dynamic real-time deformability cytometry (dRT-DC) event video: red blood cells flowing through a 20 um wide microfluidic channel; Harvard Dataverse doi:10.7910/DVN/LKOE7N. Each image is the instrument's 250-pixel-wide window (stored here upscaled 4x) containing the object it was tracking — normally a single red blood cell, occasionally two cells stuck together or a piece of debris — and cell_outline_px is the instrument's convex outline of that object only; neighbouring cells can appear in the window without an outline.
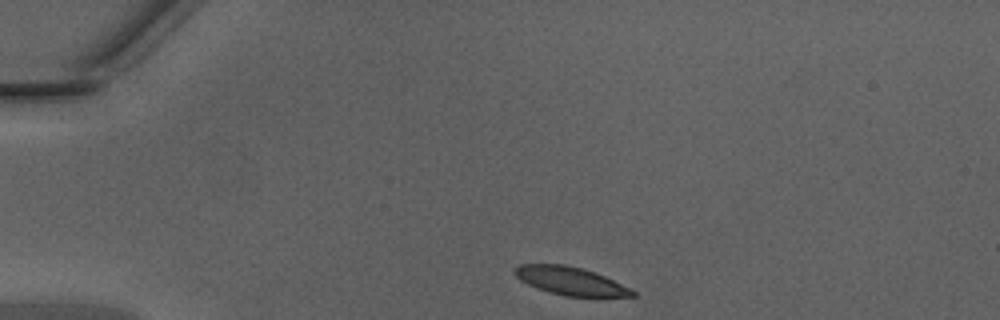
{"species": "Egyptian fruit bat (a non-hibernating species)", "species_latin": "Rousettus aegyptiacus", "temperature_condition": "warm", "stored_images_in_passage": 38, "camera_frame_rate_fps": 3000, "um_per_image_px": 0.085, "animal": {"sex": "male"}, "frame": {"image": 1, "passage_image": 1, "time_ms": 0.0, "image_size_px": [1000, 320], "cell_outline_px": [[636, 296], [564, 296], [548, 292], [536, 288], [520, 280], [512, 272], [520, 264], [564, 264], [584, 268], [596, 272], [636, 292]], "centroid_in_image_um": [48.44, 23.87], "position_along_channel_um": 36.6, "area_um2": 19.13}}
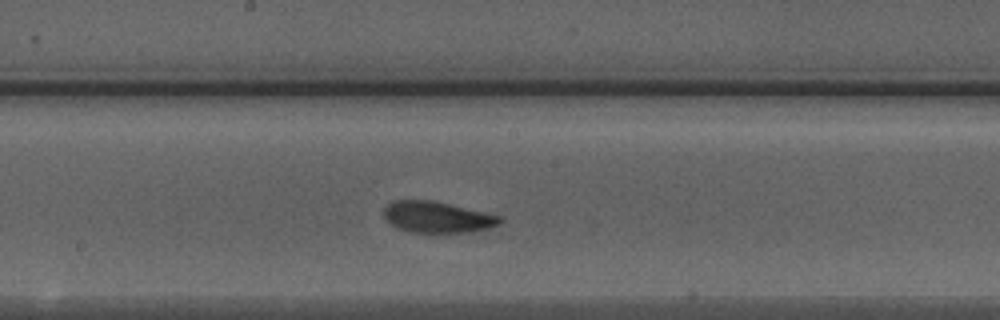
{"frame": {"image": 2, "passage_image": 17, "time_ms": 5.333, "image_size_px": [1000, 320], "cell_outline_px": [[504, 220], [500, 224], [488, 228], [468, 232], [408, 232], [396, 228], [384, 216], [384, 208], [392, 200], [432, 200], [484, 212], [500, 216]], "centroid_in_image_um": [37.15, 18.45], "position_along_channel_um": 211.0, "area_um2": 20.98}}
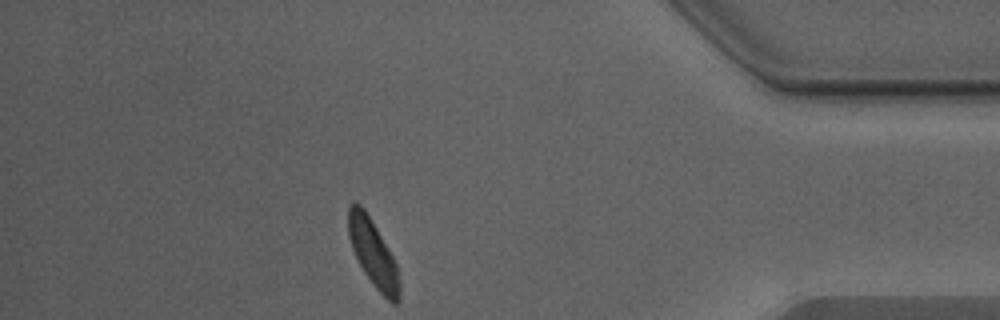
{"frame": {"image": 3, "passage_image": 33, "time_ms": 10.667, "image_size_px": [1000, 320], "cell_outline_px": [[400, 300], [396, 304], [392, 304], [372, 284], [364, 272], [352, 248], [348, 236], [348, 208], [352, 204], [360, 204], [364, 208], [376, 228], [392, 256], [396, 264], [400, 280]], "centroid_in_image_um": [31.72, 21.57], "position_along_channel_um": 403.5, "area_um2": 19.65}, "authors_computed_cell_mechanics": {"area_um2": 20.5479, "velocity_mm_per_s": 4.2887, "shape_relaxation_time_tau1_ms": 4.0135, "shape_relaxation_time_tau2_ms": 2.0568, "deformation_change_tau1": 0.1484, "deformation_change_tau2": 0.0862}}